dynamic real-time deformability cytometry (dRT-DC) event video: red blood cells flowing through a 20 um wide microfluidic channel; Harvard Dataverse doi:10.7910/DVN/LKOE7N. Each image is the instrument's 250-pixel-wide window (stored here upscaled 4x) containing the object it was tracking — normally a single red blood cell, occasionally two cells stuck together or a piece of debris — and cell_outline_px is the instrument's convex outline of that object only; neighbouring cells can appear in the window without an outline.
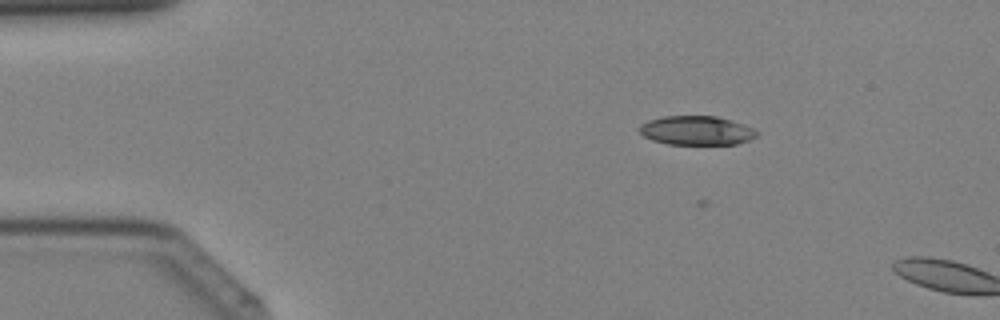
{"species": "Egyptian fruit bat (a non-hibernating species)", "species_latin": "Rousettus aegyptiacus", "temperature_condition": "cold", "stored_images_in_passage": 3, "camera_frame_rate_fps": 3000, "um_per_image_px": 0.085, "animal": {"sex": "female"}, "frame": {"image": 1, "passage_image": 1, "time_ms": 0.0, "image_size_px": [1000, 320], "cell_outline_px": [[760, 132], [752, 140], [736, 144], [668, 144], [652, 140], [644, 136], [640, 132], [640, 124], [648, 120], [664, 116], [716, 116], [752, 128]], "centroid_in_image_um": [59.2, 11.1], "position_along_channel_um": 25.8, "area_um2": 19.77}}